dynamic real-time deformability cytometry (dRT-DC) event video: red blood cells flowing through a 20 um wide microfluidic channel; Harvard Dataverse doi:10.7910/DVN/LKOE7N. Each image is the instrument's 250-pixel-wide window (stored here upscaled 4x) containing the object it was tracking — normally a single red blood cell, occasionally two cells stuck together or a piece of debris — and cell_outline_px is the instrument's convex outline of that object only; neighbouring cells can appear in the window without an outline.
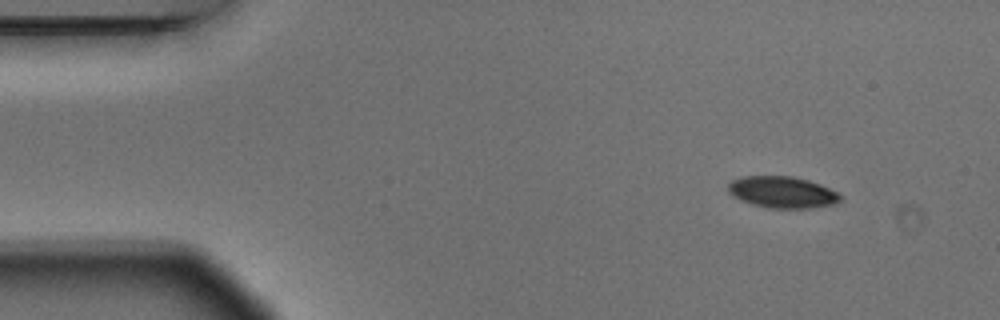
{"species": "Egyptian fruit bat (a non-hibernating species)", "species_latin": "Rousettus aegyptiacus", "temperature_condition": "warm", "stored_images_in_passage": 4, "camera_frame_rate_fps": 3000, "um_per_image_px": 0.085, "animal": {"sex": "male"}, "frame": {"image": 1, "passage_image": 1, "time_ms": 0.0, "image_size_px": [1000, 320], "cell_outline_px": [[840, 200], [832, 204], [808, 208], [768, 208], [752, 204], [740, 200], [732, 196], [728, 192], [728, 184], [732, 180], [740, 176], [792, 176], [808, 180], [820, 184], [836, 192], [840, 196]], "centroid_in_image_um": [66.43, 16.33], "position_along_channel_um": 18.6, "area_um2": 20.52}}
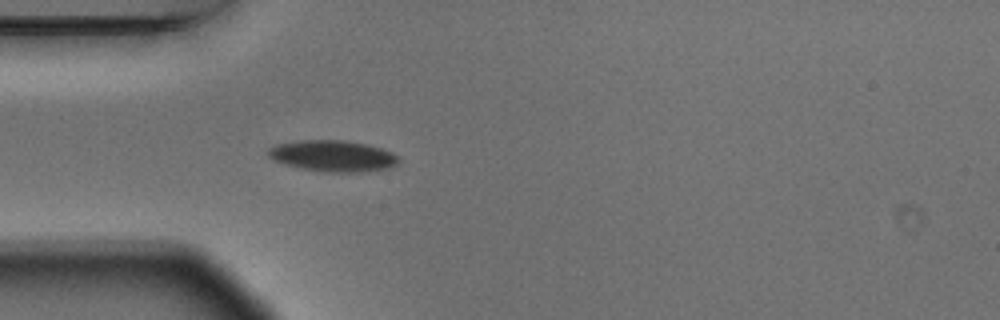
{"frame": {"image": 2, "passage_image": 4, "time_ms": 1.0, "image_size_px": [1000, 320], "cell_outline_px": [[400, 160], [392, 168], [368, 172], [324, 172], [300, 168], [284, 164], [268, 156], [268, 148], [276, 144], [300, 140], [344, 140], [364, 144], [380, 148], [392, 152]], "centroid_in_image_um": [28.31, 13.26], "position_along_channel_um": 56.7, "area_um2": 23.81}}